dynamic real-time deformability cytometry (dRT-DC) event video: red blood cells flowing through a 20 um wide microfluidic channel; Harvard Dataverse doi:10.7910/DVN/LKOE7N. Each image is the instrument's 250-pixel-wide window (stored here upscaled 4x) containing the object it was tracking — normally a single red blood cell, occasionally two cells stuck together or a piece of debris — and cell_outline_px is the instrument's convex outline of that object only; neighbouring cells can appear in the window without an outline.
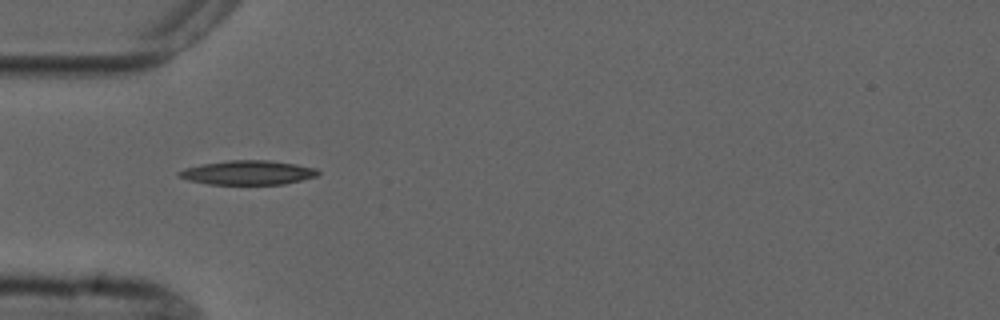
{"species": "common noctule bat (a hibernating species)", "species_latin": "Nyctalus noctula", "temperature_condition": "cold", "stored_images_in_passage": 6, "camera_frame_rate_fps": 3000, "um_per_image_px": 0.085, "animal": {"sex": "male", "forearm_length_mm": 52.5}, "frame": {"image": 1, "passage_image": 5, "time_ms": 4.667, "image_size_px": [1000, 320], "cell_outline_px": [[320, 172], [316, 176], [284, 184], [208, 184], [188, 180], [176, 176], [176, 172], [184, 168], [200, 164], [228, 160], [268, 160], [296, 164], [316, 168]], "centroid_in_image_um": [21.01, 14.66], "position_along_channel_um": 64.0, "area_um2": 19.71}}
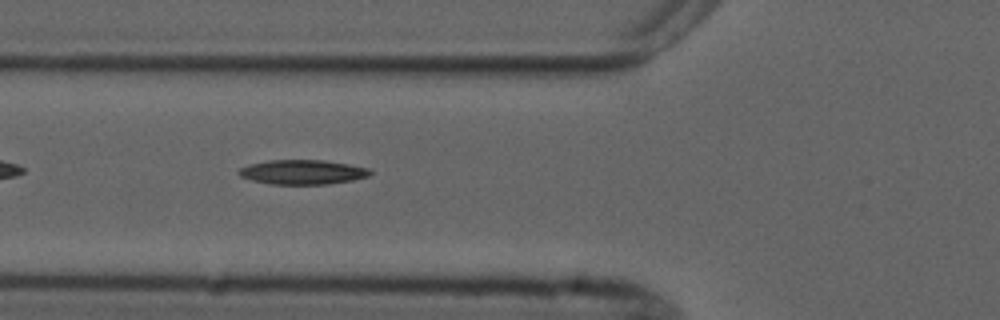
{"frame": {"image": 2, "passage_image": 6, "time_ms": 5.667, "image_size_px": [1000, 320], "cell_outline_px": [[372, 172], [368, 176], [352, 180], [328, 184], [272, 184], [252, 180], [240, 176], [236, 172], [240, 168], [248, 164], [268, 160], [324, 160], [372, 168]], "centroid_in_image_um": [25.72, 14.62], "position_along_channel_um": 100.1, "area_um2": 18.84}}